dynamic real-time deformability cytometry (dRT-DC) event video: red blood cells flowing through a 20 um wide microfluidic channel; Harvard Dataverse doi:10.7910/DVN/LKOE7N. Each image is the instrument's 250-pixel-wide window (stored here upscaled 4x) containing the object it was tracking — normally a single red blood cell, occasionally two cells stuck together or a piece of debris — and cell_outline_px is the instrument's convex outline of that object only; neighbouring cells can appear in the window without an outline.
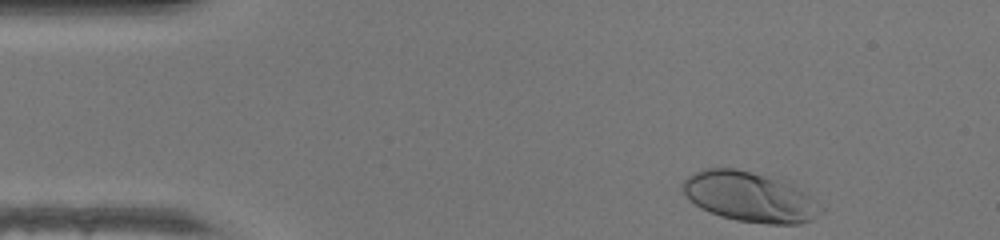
{"species": "human", "species_latin": "Homo sapiens", "temperature_condition": "warm", "stored_images_in_passage": 42, "camera_frame_rate_fps": 3000, "um_per_image_px": 0.085, "donor": {"sex": "female"}, "frame": {"image": 1, "passage_image": 1, "time_ms": 0.0, "image_size_px": [1000, 240], "cell_outline_px": [[824, 212], [812, 220], [800, 224], [768, 224], [736, 220], [720, 216], [700, 208], [688, 200], [684, 192], [684, 180], [688, 176], [704, 168], [736, 168], [776, 180], [796, 188], [804, 192], [824, 208]], "centroid_in_image_um": [63.71, 16.77], "position_along_channel_um": 21.3, "area_um2": 39.65}}
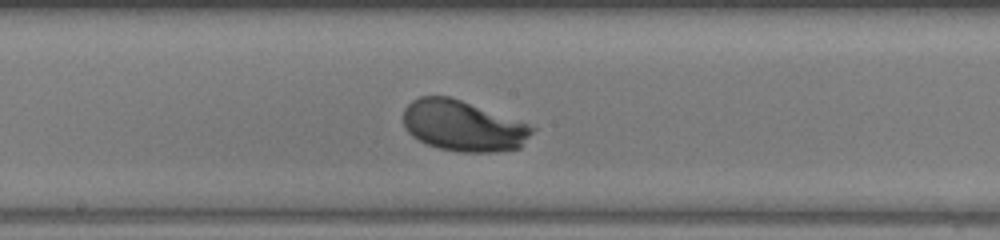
{"frame": {"image": 2, "passage_image": 20, "time_ms": 6.333, "image_size_px": [1000, 240], "cell_outline_px": [[536, 128], [520, 148], [496, 152], [460, 152], [440, 148], [428, 144], [412, 136], [404, 128], [404, 108], [412, 100], [420, 96], [448, 96], [460, 100], [528, 124]], "centroid_in_image_um": [39.35, 10.71], "position_along_channel_um": 208.9, "area_um2": 37.74}}
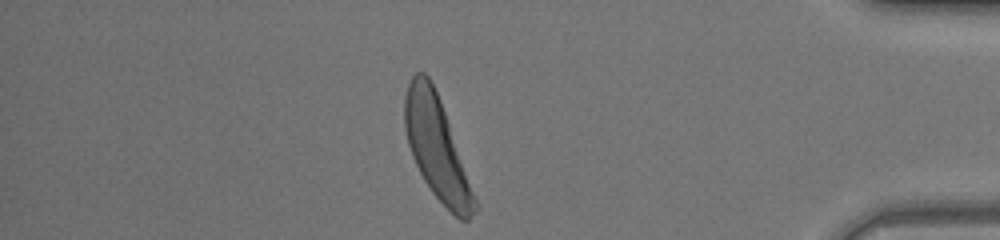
{"frame": {"image": 3, "passage_image": 36, "time_ms": 11.667, "image_size_px": [1000, 240], "cell_outline_px": [[480, 208], [468, 220], [460, 220], [432, 192], [424, 180], [412, 156], [408, 144], [404, 128], [404, 96], [408, 84], [412, 76], [416, 72], [424, 72], [428, 76], [440, 100], [480, 204]], "centroid_in_image_um": [37.15, 12.62], "position_along_channel_um": 398.0, "area_um2": 41.62}, "authors_computed_cell_mechanics": {"area_um2": 38.2058, "velocity_mm_per_s": 4.3024, "shape_relaxation_time_tau1_ms": 1.8039, "shape_relaxation_time_tau2_ms": 4.6029, "deformation_change_tau1": 0.1558, "deformation_change_tau2": 0.1296}}